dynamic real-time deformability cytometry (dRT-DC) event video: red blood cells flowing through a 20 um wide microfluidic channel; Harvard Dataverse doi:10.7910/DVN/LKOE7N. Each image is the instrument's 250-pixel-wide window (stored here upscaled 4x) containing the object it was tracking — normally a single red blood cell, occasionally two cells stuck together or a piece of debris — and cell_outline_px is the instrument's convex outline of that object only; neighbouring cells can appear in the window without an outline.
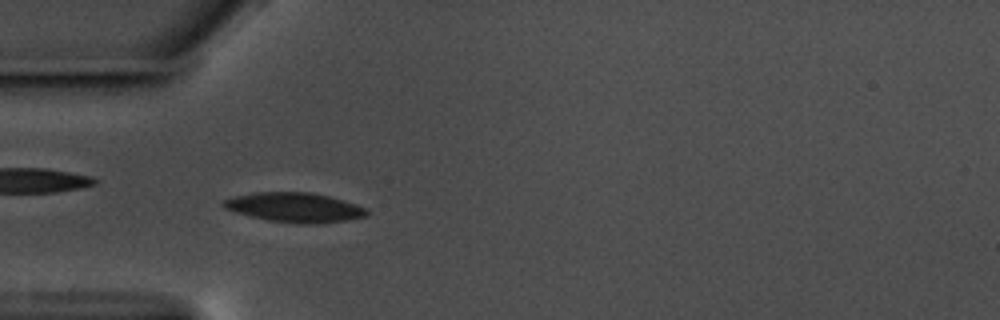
{"species": "common noctule bat (a hibernating species)", "species_latin": "Nyctalus noctula", "temperature_condition": "warm", "stored_images_in_passage": 57, "camera_frame_rate_fps": 3000, "um_per_image_px": 0.085, "animal": {"sex": "male", "body_mass_g": 17.5, "forearm_length_mm": 52.3}, "frame": {"image": 1, "passage_image": 17, "time_ms": 5.333, "image_size_px": [1000, 320], "cell_outline_px": [[368, 216], [344, 220], [316, 224], [300, 224], [268, 220], [236, 212], [224, 208], [220, 204], [224, 200], [232, 196], [256, 192], [312, 192], [328, 196], [356, 204], [368, 208]], "centroid_in_image_um": [25.04, 17.62], "position_along_channel_um": 60.0, "area_um2": 24.68}}
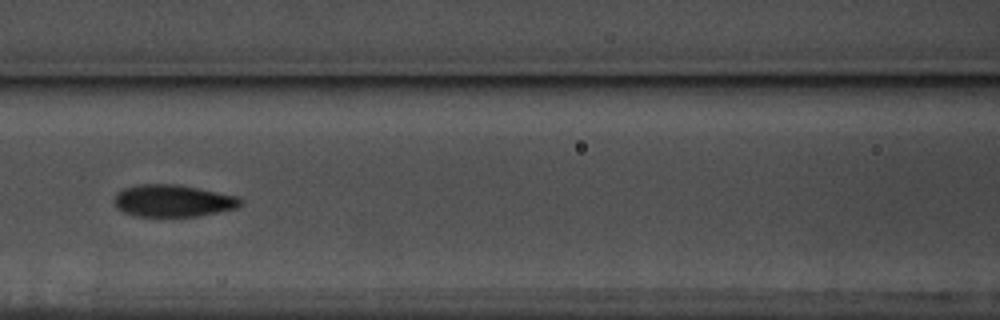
{"frame": {"image": 2, "passage_image": 25, "time_ms": 8.0, "image_size_px": [1000, 320], "cell_outline_px": [[244, 204], [236, 208], [196, 216], [132, 216], [116, 208], [112, 204], [112, 200], [116, 192], [124, 188], [140, 184], [176, 184], [240, 196], [244, 200]], "centroid_in_image_um": [14.68, 17.06], "position_along_channel_um": 151.9, "area_um2": 23.93}, "authors_computed_cell_mechanics": {"area_um2": 23.12, "velocity_mm_per_s": 3.5545, "shape_relaxation_time_tau1_ms": 3.3962, "shape_relaxation_time_tau2_ms": 1.698, "deformation_change_tau1": 0.1414, "deformation_change_tau2": 0.0733}}